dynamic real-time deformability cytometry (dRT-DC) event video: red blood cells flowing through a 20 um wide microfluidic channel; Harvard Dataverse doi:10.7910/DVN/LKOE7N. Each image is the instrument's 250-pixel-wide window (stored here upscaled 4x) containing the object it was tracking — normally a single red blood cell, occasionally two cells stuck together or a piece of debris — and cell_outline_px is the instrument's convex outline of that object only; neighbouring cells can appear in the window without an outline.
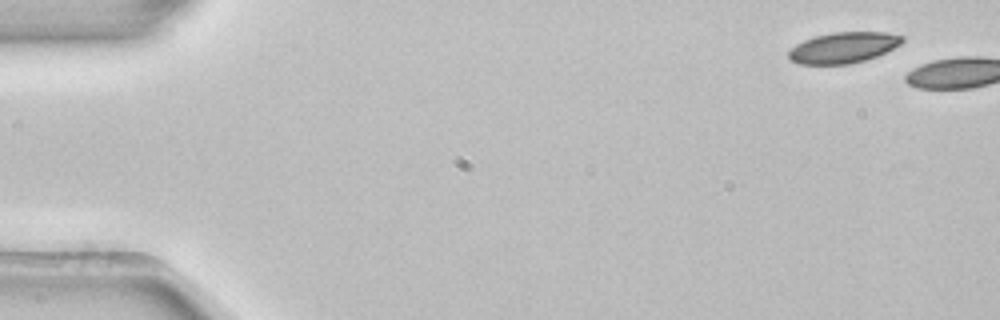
{"species": "common noctule bat (a hibernating species)", "species_latin": "Nyctalus noctula", "temperature_condition": "room temperature", "stored_images_in_passage": 3, "camera_frame_rate_fps": 3000, "um_per_image_px": 0.085, "animal": {"sex": "female", "body_mass_g": 22.7, "forearm_length_mm": 54.2}, "frame": {"image": 1, "passage_image": 1, "time_ms": 0.0, "image_size_px": [1000, 320], "cell_outline_px": [[904, 40], [900, 44], [876, 56], [864, 60], [848, 64], [800, 64], [788, 60], [788, 52], [796, 44], [804, 40], [816, 36], [832, 32], [884, 32], [904, 36]], "centroid_in_image_um": [71.65, 4.04], "position_along_channel_um": 13.3, "area_um2": 20.29}}